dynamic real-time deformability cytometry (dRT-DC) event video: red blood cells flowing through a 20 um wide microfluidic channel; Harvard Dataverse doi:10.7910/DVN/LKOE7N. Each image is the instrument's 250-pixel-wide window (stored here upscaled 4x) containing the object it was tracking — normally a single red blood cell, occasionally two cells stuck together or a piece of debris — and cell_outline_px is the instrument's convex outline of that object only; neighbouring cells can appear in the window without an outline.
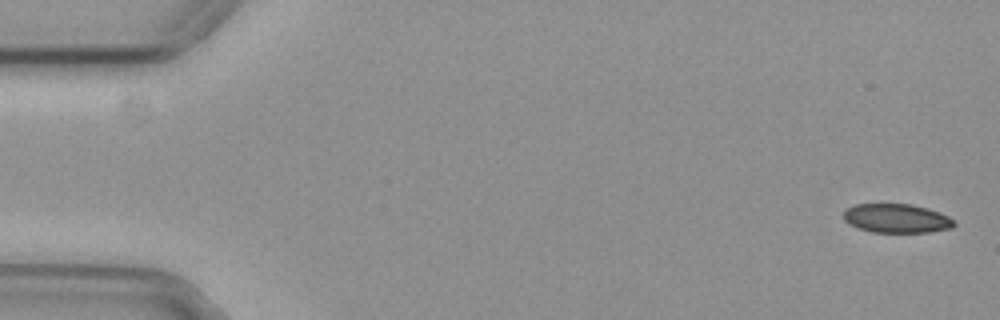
{"species": "common noctule bat (a hibernating species)", "species_latin": "Nyctalus noctula", "temperature_condition": "cold", "stored_images_in_passage": 56, "camera_frame_rate_fps": 3000, "um_per_image_px": 0.085, "animal": {"sex": "female", "body_mass_g": 29.2, "forearm_length_mm": 56.3}, "frame": {"image": 1, "passage_image": 2, "time_ms": 0.333, "image_size_px": [1000, 320], "cell_outline_px": [[956, 224], [952, 228], [928, 232], [872, 232], [848, 224], [844, 220], [844, 212], [848, 208], [856, 204], [912, 204], [928, 208], [940, 212], [948, 216]], "centroid_in_image_um": [76.22, 18.56], "position_along_channel_um": 8.8, "area_um2": 18.61}}
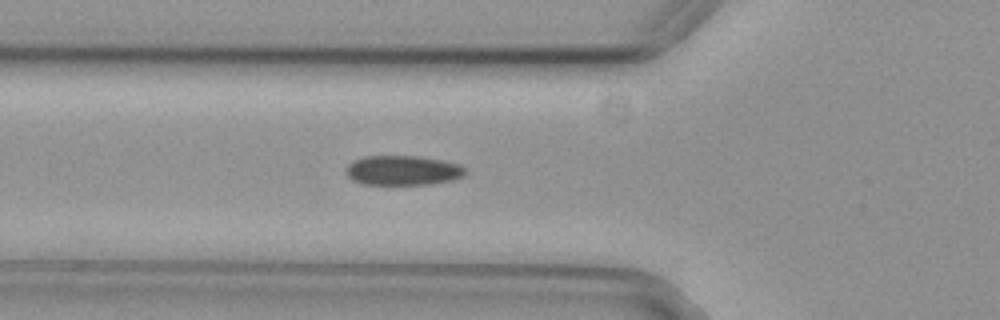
{"frame": {"image": 2, "passage_image": 20, "time_ms": 6.333, "image_size_px": [1000, 320], "cell_outline_px": [[464, 176], [452, 180], [432, 184], [364, 184], [352, 180], [348, 176], [348, 164], [356, 160], [368, 156], [416, 156], [440, 160], [456, 164], [464, 168]], "centroid_in_image_um": [34.24, 14.49], "position_along_channel_um": 91.6, "area_um2": 20.17}}
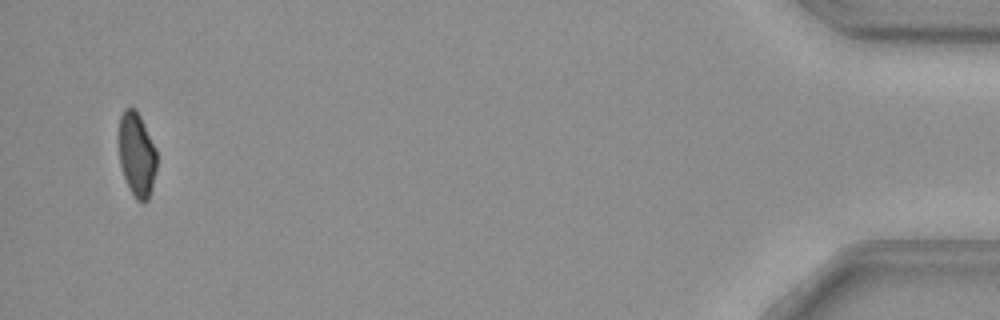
{"frame": {"image": 3, "passage_image": 54, "time_ms": 17.667, "image_size_px": [1000, 320], "cell_outline_px": [[156, 172], [152, 188], [148, 200], [144, 204], [136, 200], [128, 188], [120, 164], [120, 116], [124, 108], [132, 108], [140, 116], [156, 148]], "centroid_in_image_um": [11.65, 13.2], "position_along_channel_um": 423.6, "area_um2": 18.5}}